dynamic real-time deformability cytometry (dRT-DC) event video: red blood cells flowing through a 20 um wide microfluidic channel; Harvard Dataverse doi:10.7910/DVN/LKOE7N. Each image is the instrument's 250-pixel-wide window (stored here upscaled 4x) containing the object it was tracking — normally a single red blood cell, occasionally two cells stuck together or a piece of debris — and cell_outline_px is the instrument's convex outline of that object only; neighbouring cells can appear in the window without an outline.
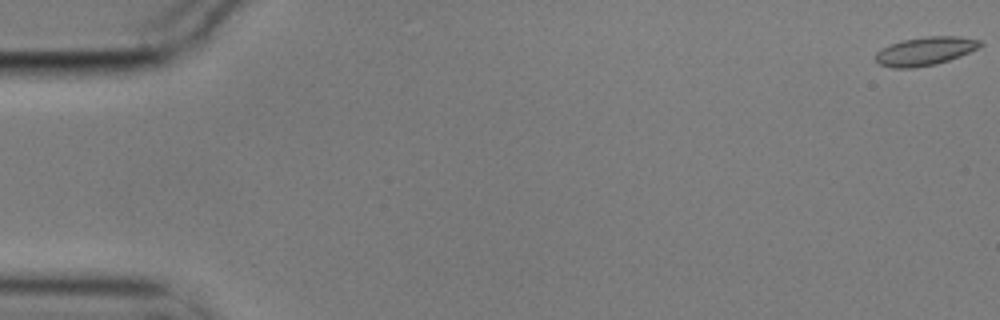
{"species": "common noctule bat (a hibernating species)", "species_latin": "Nyctalus noctula", "temperature_condition": "cold", "stored_images_in_passage": 14, "camera_frame_rate_fps": 3000, "um_per_image_px": 0.085, "animal": {"sex": "male", "body_mass_g": 17.9}, "frame": {"image": 1, "passage_image": 1, "time_ms": 0.0, "image_size_px": [1000, 320], "cell_outline_px": [[984, 44], [980, 48], [960, 56], [936, 64], [912, 68], [892, 68], [880, 64], [876, 60], [876, 52], [900, 40], [924, 36], [960, 36], [980, 40]], "centroid_in_image_um": [78.69, 4.33], "position_along_channel_um": 6.3, "area_um2": 17.4}}
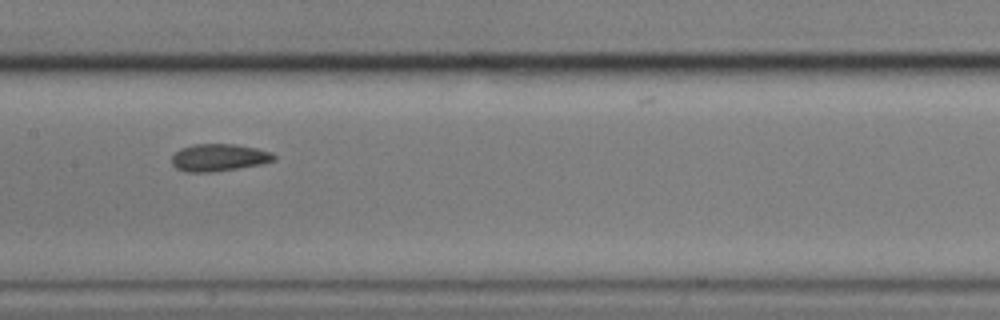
{"frame": {"image": 2, "passage_image": 8, "time_ms": 2.333, "image_size_px": [1000, 320], "cell_outline_px": [[276, 160], [260, 164], [212, 172], [184, 172], [176, 168], [172, 164], [172, 156], [180, 148], [192, 144], [236, 144], [256, 148], [272, 152], [276, 156]], "centroid_in_image_um": [18.59, 13.38], "position_along_channel_um": 188.8, "area_um2": 16.3}}
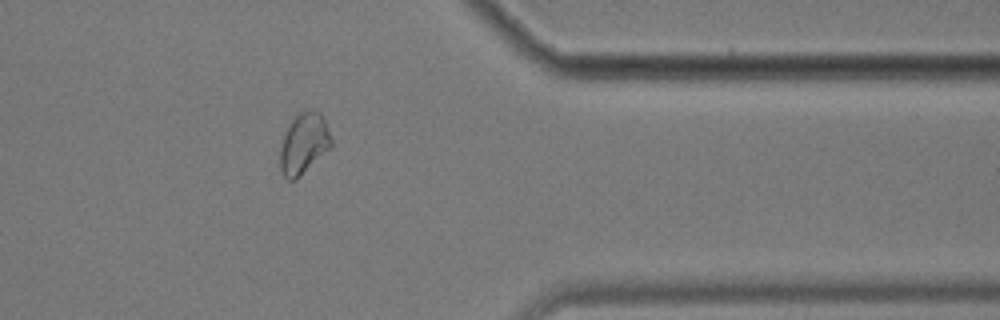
{"frame": {"image": 3, "passage_image": 13, "time_ms": 4.0, "image_size_px": [1000, 320], "cell_outline_px": [[332, 148], [296, 180], [288, 180], [284, 176], [280, 168], [280, 148], [288, 124], [292, 116], [296, 112], [320, 112], [324, 120], [332, 140]], "centroid_in_image_um": [25.82, 12.23], "position_along_channel_um": 385.6, "area_um2": 18.26}}